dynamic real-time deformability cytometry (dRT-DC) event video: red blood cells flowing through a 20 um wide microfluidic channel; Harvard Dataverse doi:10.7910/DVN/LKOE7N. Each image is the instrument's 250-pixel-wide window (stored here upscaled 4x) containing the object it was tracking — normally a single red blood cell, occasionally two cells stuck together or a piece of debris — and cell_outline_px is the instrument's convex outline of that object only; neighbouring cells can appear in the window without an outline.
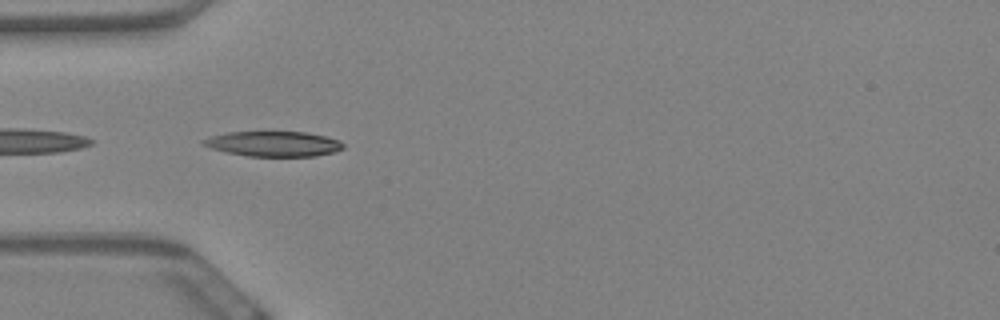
{"species": "Egyptian fruit bat (a non-hibernating species)", "species_latin": "Rousettus aegyptiacus", "temperature_condition": "warm", "stored_images_in_passage": 25, "camera_frame_rate_fps": 3000, "um_per_image_px": 0.085, "animal": {"sex": "female"}, "frame": {"image": 1, "passage_image": 1, "time_ms": 0.0, "image_size_px": [1000, 320], "cell_outline_px": [[344, 148], [332, 152], [316, 156], [248, 156], [228, 152], [212, 148], [200, 144], [200, 140], [212, 136], [228, 132], [308, 132], [340, 140], [344, 144]], "centroid_in_image_um": [23.25, 12.22], "position_along_channel_um": 61.7, "area_um2": 20.4}}